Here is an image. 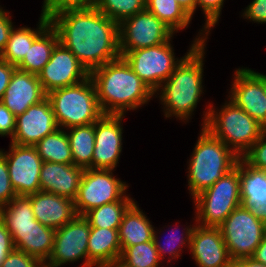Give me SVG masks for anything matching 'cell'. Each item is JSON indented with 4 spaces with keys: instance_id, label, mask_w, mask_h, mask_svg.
<instances>
[{
    "instance_id": "cell-1",
    "label": "cell",
    "mask_w": 266,
    "mask_h": 267,
    "mask_svg": "<svg viewBox=\"0 0 266 267\" xmlns=\"http://www.w3.org/2000/svg\"><path fill=\"white\" fill-rule=\"evenodd\" d=\"M59 42L67 47L90 73L121 57L118 23L96 7L66 10L50 19Z\"/></svg>"
},
{
    "instance_id": "cell-2",
    "label": "cell",
    "mask_w": 266,
    "mask_h": 267,
    "mask_svg": "<svg viewBox=\"0 0 266 267\" xmlns=\"http://www.w3.org/2000/svg\"><path fill=\"white\" fill-rule=\"evenodd\" d=\"M209 35L201 28L188 52L176 65L171 76L154 93L163 105L166 118L174 117L185 124L191 120L203 95V70Z\"/></svg>"
},
{
    "instance_id": "cell-3",
    "label": "cell",
    "mask_w": 266,
    "mask_h": 267,
    "mask_svg": "<svg viewBox=\"0 0 266 267\" xmlns=\"http://www.w3.org/2000/svg\"><path fill=\"white\" fill-rule=\"evenodd\" d=\"M90 78L103 114L125 115L155 96L122 57L91 71Z\"/></svg>"
},
{
    "instance_id": "cell-4",
    "label": "cell",
    "mask_w": 266,
    "mask_h": 267,
    "mask_svg": "<svg viewBox=\"0 0 266 267\" xmlns=\"http://www.w3.org/2000/svg\"><path fill=\"white\" fill-rule=\"evenodd\" d=\"M240 157L205 127L193 148L187 168L188 190L192 199L234 169Z\"/></svg>"
},
{
    "instance_id": "cell-5",
    "label": "cell",
    "mask_w": 266,
    "mask_h": 267,
    "mask_svg": "<svg viewBox=\"0 0 266 267\" xmlns=\"http://www.w3.org/2000/svg\"><path fill=\"white\" fill-rule=\"evenodd\" d=\"M205 108L201 127L224 142L240 158L266 130L230 99L225 100L220 109L211 103Z\"/></svg>"
},
{
    "instance_id": "cell-6",
    "label": "cell",
    "mask_w": 266,
    "mask_h": 267,
    "mask_svg": "<svg viewBox=\"0 0 266 267\" xmlns=\"http://www.w3.org/2000/svg\"><path fill=\"white\" fill-rule=\"evenodd\" d=\"M58 128L86 126L95 123L103 112L90 76L74 85L47 94Z\"/></svg>"
},
{
    "instance_id": "cell-7",
    "label": "cell",
    "mask_w": 266,
    "mask_h": 267,
    "mask_svg": "<svg viewBox=\"0 0 266 267\" xmlns=\"http://www.w3.org/2000/svg\"><path fill=\"white\" fill-rule=\"evenodd\" d=\"M240 159L237 166L211 187L193 198L195 222L202 226L219 227L241 201Z\"/></svg>"
},
{
    "instance_id": "cell-8",
    "label": "cell",
    "mask_w": 266,
    "mask_h": 267,
    "mask_svg": "<svg viewBox=\"0 0 266 267\" xmlns=\"http://www.w3.org/2000/svg\"><path fill=\"white\" fill-rule=\"evenodd\" d=\"M231 260L252 257L266 234V227L243 204L236 207L219 226Z\"/></svg>"
},
{
    "instance_id": "cell-9",
    "label": "cell",
    "mask_w": 266,
    "mask_h": 267,
    "mask_svg": "<svg viewBox=\"0 0 266 267\" xmlns=\"http://www.w3.org/2000/svg\"><path fill=\"white\" fill-rule=\"evenodd\" d=\"M171 40L154 47L131 50L120 54L139 78L155 93L171 76L182 60L174 53ZM176 57V58H175Z\"/></svg>"
},
{
    "instance_id": "cell-10",
    "label": "cell",
    "mask_w": 266,
    "mask_h": 267,
    "mask_svg": "<svg viewBox=\"0 0 266 267\" xmlns=\"http://www.w3.org/2000/svg\"><path fill=\"white\" fill-rule=\"evenodd\" d=\"M112 169H85L74 206L77 215H84L89 210L121 200L128 189V184L117 179Z\"/></svg>"
},
{
    "instance_id": "cell-11",
    "label": "cell",
    "mask_w": 266,
    "mask_h": 267,
    "mask_svg": "<svg viewBox=\"0 0 266 267\" xmlns=\"http://www.w3.org/2000/svg\"><path fill=\"white\" fill-rule=\"evenodd\" d=\"M118 33L120 54L160 45L171 40L175 34L147 9L121 21Z\"/></svg>"
},
{
    "instance_id": "cell-12",
    "label": "cell",
    "mask_w": 266,
    "mask_h": 267,
    "mask_svg": "<svg viewBox=\"0 0 266 267\" xmlns=\"http://www.w3.org/2000/svg\"><path fill=\"white\" fill-rule=\"evenodd\" d=\"M91 226L83 215H76L66 225L55 232L52 252L45 263L51 267H61L81 261V267H88V240Z\"/></svg>"
},
{
    "instance_id": "cell-13",
    "label": "cell",
    "mask_w": 266,
    "mask_h": 267,
    "mask_svg": "<svg viewBox=\"0 0 266 267\" xmlns=\"http://www.w3.org/2000/svg\"><path fill=\"white\" fill-rule=\"evenodd\" d=\"M9 170L11 185L17 196L41 191L40 170L43 163L35 146L11 143L9 152L0 149Z\"/></svg>"
},
{
    "instance_id": "cell-14",
    "label": "cell",
    "mask_w": 266,
    "mask_h": 267,
    "mask_svg": "<svg viewBox=\"0 0 266 267\" xmlns=\"http://www.w3.org/2000/svg\"><path fill=\"white\" fill-rule=\"evenodd\" d=\"M233 76L227 97L266 129V96L263 89V73L241 67L235 70Z\"/></svg>"
},
{
    "instance_id": "cell-15",
    "label": "cell",
    "mask_w": 266,
    "mask_h": 267,
    "mask_svg": "<svg viewBox=\"0 0 266 267\" xmlns=\"http://www.w3.org/2000/svg\"><path fill=\"white\" fill-rule=\"evenodd\" d=\"M38 79L46 94L53 90L77 84L90 76L75 55L58 42L49 62L38 73Z\"/></svg>"
},
{
    "instance_id": "cell-16",
    "label": "cell",
    "mask_w": 266,
    "mask_h": 267,
    "mask_svg": "<svg viewBox=\"0 0 266 267\" xmlns=\"http://www.w3.org/2000/svg\"><path fill=\"white\" fill-rule=\"evenodd\" d=\"M125 115L103 114L95 122V146L92 169H116L123 147Z\"/></svg>"
},
{
    "instance_id": "cell-17",
    "label": "cell",
    "mask_w": 266,
    "mask_h": 267,
    "mask_svg": "<svg viewBox=\"0 0 266 267\" xmlns=\"http://www.w3.org/2000/svg\"><path fill=\"white\" fill-rule=\"evenodd\" d=\"M57 129L51 103L46 97L16 117V129L10 143L34 146Z\"/></svg>"
},
{
    "instance_id": "cell-18",
    "label": "cell",
    "mask_w": 266,
    "mask_h": 267,
    "mask_svg": "<svg viewBox=\"0 0 266 267\" xmlns=\"http://www.w3.org/2000/svg\"><path fill=\"white\" fill-rule=\"evenodd\" d=\"M189 250L198 267L230 266L231 258L219 227L196 223Z\"/></svg>"
},
{
    "instance_id": "cell-19",
    "label": "cell",
    "mask_w": 266,
    "mask_h": 267,
    "mask_svg": "<svg viewBox=\"0 0 266 267\" xmlns=\"http://www.w3.org/2000/svg\"><path fill=\"white\" fill-rule=\"evenodd\" d=\"M46 97L47 94L36 74L16 68L1 101L17 117Z\"/></svg>"
},
{
    "instance_id": "cell-20",
    "label": "cell",
    "mask_w": 266,
    "mask_h": 267,
    "mask_svg": "<svg viewBox=\"0 0 266 267\" xmlns=\"http://www.w3.org/2000/svg\"><path fill=\"white\" fill-rule=\"evenodd\" d=\"M27 197L31 201L35 219L54 230L66 225L77 215L74 200L65 196L39 191Z\"/></svg>"
},
{
    "instance_id": "cell-21",
    "label": "cell",
    "mask_w": 266,
    "mask_h": 267,
    "mask_svg": "<svg viewBox=\"0 0 266 267\" xmlns=\"http://www.w3.org/2000/svg\"><path fill=\"white\" fill-rule=\"evenodd\" d=\"M85 169L74 164L43 162L40 170L41 191L75 199Z\"/></svg>"
},
{
    "instance_id": "cell-22",
    "label": "cell",
    "mask_w": 266,
    "mask_h": 267,
    "mask_svg": "<svg viewBox=\"0 0 266 267\" xmlns=\"http://www.w3.org/2000/svg\"><path fill=\"white\" fill-rule=\"evenodd\" d=\"M56 230L42 225L36 219L33 225L15 227L11 234L14 248L46 263L52 252Z\"/></svg>"
},
{
    "instance_id": "cell-23",
    "label": "cell",
    "mask_w": 266,
    "mask_h": 267,
    "mask_svg": "<svg viewBox=\"0 0 266 267\" xmlns=\"http://www.w3.org/2000/svg\"><path fill=\"white\" fill-rule=\"evenodd\" d=\"M88 267H104L120 258L121 245L117 229L91 227L88 240Z\"/></svg>"
},
{
    "instance_id": "cell-24",
    "label": "cell",
    "mask_w": 266,
    "mask_h": 267,
    "mask_svg": "<svg viewBox=\"0 0 266 267\" xmlns=\"http://www.w3.org/2000/svg\"><path fill=\"white\" fill-rule=\"evenodd\" d=\"M155 227L134 202L124 213L118 229L121 250L153 240Z\"/></svg>"
},
{
    "instance_id": "cell-25",
    "label": "cell",
    "mask_w": 266,
    "mask_h": 267,
    "mask_svg": "<svg viewBox=\"0 0 266 267\" xmlns=\"http://www.w3.org/2000/svg\"><path fill=\"white\" fill-rule=\"evenodd\" d=\"M59 42L56 29L50 24L32 43L17 69L38 75L49 62L53 49Z\"/></svg>"
},
{
    "instance_id": "cell-26",
    "label": "cell",
    "mask_w": 266,
    "mask_h": 267,
    "mask_svg": "<svg viewBox=\"0 0 266 267\" xmlns=\"http://www.w3.org/2000/svg\"><path fill=\"white\" fill-rule=\"evenodd\" d=\"M50 20L39 17L38 26L35 29L31 27H13L10 32L9 40L7 41L4 51L0 57L9 64L17 66L29 51L33 41L50 25Z\"/></svg>"
},
{
    "instance_id": "cell-27",
    "label": "cell",
    "mask_w": 266,
    "mask_h": 267,
    "mask_svg": "<svg viewBox=\"0 0 266 267\" xmlns=\"http://www.w3.org/2000/svg\"><path fill=\"white\" fill-rule=\"evenodd\" d=\"M240 190L244 206L266 204V177L263 170L255 169L240 158Z\"/></svg>"
},
{
    "instance_id": "cell-28",
    "label": "cell",
    "mask_w": 266,
    "mask_h": 267,
    "mask_svg": "<svg viewBox=\"0 0 266 267\" xmlns=\"http://www.w3.org/2000/svg\"><path fill=\"white\" fill-rule=\"evenodd\" d=\"M75 166L92 168L95 146V123L66 129Z\"/></svg>"
},
{
    "instance_id": "cell-29",
    "label": "cell",
    "mask_w": 266,
    "mask_h": 267,
    "mask_svg": "<svg viewBox=\"0 0 266 267\" xmlns=\"http://www.w3.org/2000/svg\"><path fill=\"white\" fill-rule=\"evenodd\" d=\"M135 202V199L126 194L121 200L95 207L83 216L91 227L119 229L123 215Z\"/></svg>"
},
{
    "instance_id": "cell-30",
    "label": "cell",
    "mask_w": 266,
    "mask_h": 267,
    "mask_svg": "<svg viewBox=\"0 0 266 267\" xmlns=\"http://www.w3.org/2000/svg\"><path fill=\"white\" fill-rule=\"evenodd\" d=\"M34 146L43 162L73 164L69 139L62 128L48 134Z\"/></svg>"
},
{
    "instance_id": "cell-31",
    "label": "cell",
    "mask_w": 266,
    "mask_h": 267,
    "mask_svg": "<svg viewBox=\"0 0 266 267\" xmlns=\"http://www.w3.org/2000/svg\"><path fill=\"white\" fill-rule=\"evenodd\" d=\"M146 9L174 33L187 29L192 20V17L176 0H146Z\"/></svg>"
},
{
    "instance_id": "cell-32",
    "label": "cell",
    "mask_w": 266,
    "mask_h": 267,
    "mask_svg": "<svg viewBox=\"0 0 266 267\" xmlns=\"http://www.w3.org/2000/svg\"><path fill=\"white\" fill-rule=\"evenodd\" d=\"M0 219L10 234L15 231V227L33 225L35 215L30 199L27 196L14 197L7 205L0 207Z\"/></svg>"
},
{
    "instance_id": "cell-33",
    "label": "cell",
    "mask_w": 266,
    "mask_h": 267,
    "mask_svg": "<svg viewBox=\"0 0 266 267\" xmlns=\"http://www.w3.org/2000/svg\"><path fill=\"white\" fill-rule=\"evenodd\" d=\"M178 227L171 229L172 231L169 232V234L164 237L167 238L166 243L160 242L161 240L159 239L160 235L158 236V234L161 232V230H154V236H153V242L155 244V247L158 251L159 254V258L161 259V261H163L166 256V254H168V263H171L172 260L178 259L180 256H182L181 252H183L182 248H190V242H191V235L193 232L194 227L196 226L195 224L192 225H188L186 226V228H184L182 231L183 233L179 234V230L180 229L179 225H177ZM159 231V232H158ZM169 231V229H168ZM174 232V233H173ZM187 245V246H186Z\"/></svg>"
},
{
    "instance_id": "cell-34",
    "label": "cell",
    "mask_w": 266,
    "mask_h": 267,
    "mask_svg": "<svg viewBox=\"0 0 266 267\" xmlns=\"http://www.w3.org/2000/svg\"><path fill=\"white\" fill-rule=\"evenodd\" d=\"M120 259L131 267H160L162 265L153 240L124 248Z\"/></svg>"
},
{
    "instance_id": "cell-35",
    "label": "cell",
    "mask_w": 266,
    "mask_h": 267,
    "mask_svg": "<svg viewBox=\"0 0 266 267\" xmlns=\"http://www.w3.org/2000/svg\"><path fill=\"white\" fill-rule=\"evenodd\" d=\"M95 7L119 24L124 19L146 9V0H98Z\"/></svg>"
},
{
    "instance_id": "cell-36",
    "label": "cell",
    "mask_w": 266,
    "mask_h": 267,
    "mask_svg": "<svg viewBox=\"0 0 266 267\" xmlns=\"http://www.w3.org/2000/svg\"><path fill=\"white\" fill-rule=\"evenodd\" d=\"M98 0H43L40 16L52 19L56 14L72 9L95 7Z\"/></svg>"
},
{
    "instance_id": "cell-37",
    "label": "cell",
    "mask_w": 266,
    "mask_h": 267,
    "mask_svg": "<svg viewBox=\"0 0 266 267\" xmlns=\"http://www.w3.org/2000/svg\"><path fill=\"white\" fill-rule=\"evenodd\" d=\"M224 2V0H196V9L200 7L205 15L203 30L208 35H210L211 29L215 27L219 21Z\"/></svg>"
},
{
    "instance_id": "cell-38",
    "label": "cell",
    "mask_w": 266,
    "mask_h": 267,
    "mask_svg": "<svg viewBox=\"0 0 266 267\" xmlns=\"http://www.w3.org/2000/svg\"><path fill=\"white\" fill-rule=\"evenodd\" d=\"M241 158L255 169H266V130Z\"/></svg>"
},
{
    "instance_id": "cell-39",
    "label": "cell",
    "mask_w": 266,
    "mask_h": 267,
    "mask_svg": "<svg viewBox=\"0 0 266 267\" xmlns=\"http://www.w3.org/2000/svg\"><path fill=\"white\" fill-rule=\"evenodd\" d=\"M16 196L17 194L10 182L6 159L0 153V207L7 205Z\"/></svg>"
},
{
    "instance_id": "cell-40",
    "label": "cell",
    "mask_w": 266,
    "mask_h": 267,
    "mask_svg": "<svg viewBox=\"0 0 266 267\" xmlns=\"http://www.w3.org/2000/svg\"><path fill=\"white\" fill-rule=\"evenodd\" d=\"M44 263L18 249H13L0 267H41Z\"/></svg>"
},
{
    "instance_id": "cell-41",
    "label": "cell",
    "mask_w": 266,
    "mask_h": 267,
    "mask_svg": "<svg viewBox=\"0 0 266 267\" xmlns=\"http://www.w3.org/2000/svg\"><path fill=\"white\" fill-rule=\"evenodd\" d=\"M243 18L254 23L266 24V0H252L243 10Z\"/></svg>"
},
{
    "instance_id": "cell-42",
    "label": "cell",
    "mask_w": 266,
    "mask_h": 267,
    "mask_svg": "<svg viewBox=\"0 0 266 267\" xmlns=\"http://www.w3.org/2000/svg\"><path fill=\"white\" fill-rule=\"evenodd\" d=\"M16 116L0 101V136H11L15 133Z\"/></svg>"
},
{
    "instance_id": "cell-43",
    "label": "cell",
    "mask_w": 266,
    "mask_h": 267,
    "mask_svg": "<svg viewBox=\"0 0 266 267\" xmlns=\"http://www.w3.org/2000/svg\"><path fill=\"white\" fill-rule=\"evenodd\" d=\"M10 12L3 10L0 6V55L4 51L7 41L9 40L10 32L14 25L11 20Z\"/></svg>"
},
{
    "instance_id": "cell-44",
    "label": "cell",
    "mask_w": 266,
    "mask_h": 267,
    "mask_svg": "<svg viewBox=\"0 0 266 267\" xmlns=\"http://www.w3.org/2000/svg\"><path fill=\"white\" fill-rule=\"evenodd\" d=\"M13 249L12 236L6 228L5 223L0 219V265Z\"/></svg>"
},
{
    "instance_id": "cell-45",
    "label": "cell",
    "mask_w": 266,
    "mask_h": 267,
    "mask_svg": "<svg viewBox=\"0 0 266 267\" xmlns=\"http://www.w3.org/2000/svg\"><path fill=\"white\" fill-rule=\"evenodd\" d=\"M16 69V66L9 64L0 57V101L2 100L5 90L9 85L11 75Z\"/></svg>"
},
{
    "instance_id": "cell-46",
    "label": "cell",
    "mask_w": 266,
    "mask_h": 267,
    "mask_svg": "<svg viewBox=\"0 0 266 267\" xmlns=\"http://www.w3.org/2000/svg\"><path fill=\"white\" fill-rule=\"evenodd\" d=\"M229 267H266V265L255 261L252 257H248L231 260Z\"/></svg>"
},
{
    "instance_id": "cell-47",
    "label": "cell",
    "mask_w": 266,
    "mask_h": 267,
    "mask_svg": "<svg viewBox=\"0 0 266 267\" xmlns=\"http://www.w3.org/2000/svg\"><path fill=\"white\" fill-rule=\"evenodd\" d=\"M252 258L257 262L263 263L266 265V234L263 237L262 242L255 249V252L252 255Z\"/></svg>"
},
{
    "instance_id": "cell-48",
    "label": "cell",
    "mask_w": 266,
    "mask_h": 267,
    "mask_svg": "<svg viewBox=\"0 0 266 267\" xmlns=\"http://www.w3.org/2000/svg\"><path fill=\"white\" fill-rule=\"evenodd\" d=\"M176 1L182 8H184V10L191 17H193L196 11V0H176Z\"/></svg>"
},
{
    "instance_id": "cell-49",
    "label": "cell",
    "mask_w": 266,
    "mask_h": 267,
    "mask_svg": "<svg viewBox=\"0 0 266 267\" xmlns=\"http://www.w3.org/2000/svg\"><path fill=\"white\" fill-rule=\"evenodd\" d=\"M250 209L252 210V213L261 221L264 223L266 227V204H263L261 206H251Z\"/></svg>"
},
{
    "instance_id": "cell-50",
    "label": "cell",
    "mask_w": 266,
    "mask_h": 267,
    "mask_svg": "<svg viewBox=\"0 0 266 267\" xmlns=\"http://www.w3.org/2000/svg\"><path fill=\"white\" fill-rule=\"evenodd\" d=\"M104 267H131L128 264H126L122 259L117 258L110 261L106 266Z\"/></svg>"
},
{
    "instance_id": "cell-51",
    "label": "cell",
    "mask_w": 266,
    "mask_h": 267,
    "mask_svg": "<svg viewBox=\"0 0 266 267\" xmlns=\"http://www.w3.org/2000/svg\"><path fill=\"white\" fill-rule=\"evenodd\" d=\"M263 89H264L265 96H266V74H263Z\"/></svg>"
},
{
    "instance_id": "cell-52",
    "label": "cell",
    "mask_w": 266,
    "mask_h": 267,
    "mask_svg": "<svg viewBox=\"0 0 266 267\" xmlns=\"http://www.w3.org/2000/svg\"><path fill=\"white\" fill-rule=\"evenodd\" d=\"M41 267H51V266H48V265H46V264L44 263Z\"/></svg>"
}]
</instances>
